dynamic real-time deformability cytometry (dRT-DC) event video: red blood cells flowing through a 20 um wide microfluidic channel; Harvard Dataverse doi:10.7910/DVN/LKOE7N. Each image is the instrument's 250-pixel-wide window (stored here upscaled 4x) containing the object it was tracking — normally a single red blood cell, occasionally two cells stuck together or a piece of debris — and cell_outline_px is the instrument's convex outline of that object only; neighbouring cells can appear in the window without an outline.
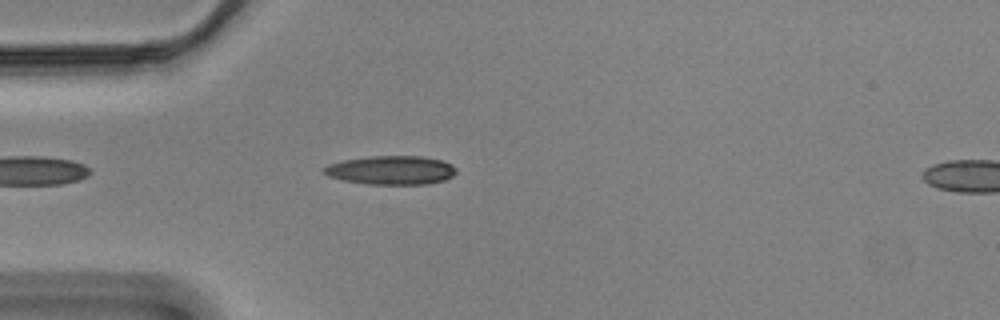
{"species": "Egyptian fruit bat (a non-hibernating species)", "species_latin": "Rousettus aegyptiacus", "temperature_condition": "cold", "stored_images_in_passage": 10, "camera_frame_rate_fps": 3000, "um_per_image_px": 0.085, "animal": {"sex": "male"}, "frame": {"image": 1, "passage_image": 5, "time_ms": 1.333, "image_size_px": [1000, 320], "cell_outline_px": [[456, 172], [452, 176], [444, 180], [428, 184], [368, 184], [344, 180], [328, 176], [324, 172], [324, 168], [328, 164], [344, 160], [368, 156], [424, 156], [440, 160], [452, 164], [456, 168]], "centroid_in_image_um": [33.27, 14.46], "position_along_channel_um": 51.7, "area_um2": 22.14}}